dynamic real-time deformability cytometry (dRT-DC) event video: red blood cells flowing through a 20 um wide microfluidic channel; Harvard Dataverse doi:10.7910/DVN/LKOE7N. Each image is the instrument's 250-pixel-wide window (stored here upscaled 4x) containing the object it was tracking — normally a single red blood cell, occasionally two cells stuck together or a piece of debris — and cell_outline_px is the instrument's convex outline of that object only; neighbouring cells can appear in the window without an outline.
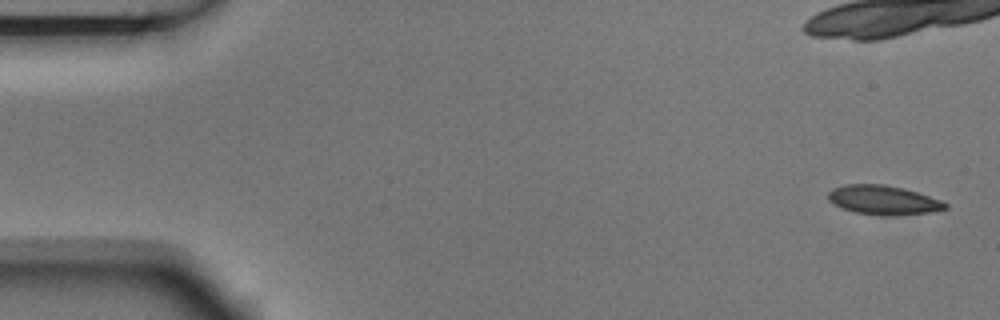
{"species": "Egyptian fruit bat (a non-hibernating species)", "species_latin": "Rousettus aegyptiacus", "temperature_condition": "room temperature", "stored_images_in_passage": 7, "camera_frame_rate_fps": 3000, "um_per_image_px": 0.085, "animal": {"sex": "male"}, "frame": {"image": 1, "passage_image": 1, "time_ms": 0.0, "image_size_px": [1000, 320], "cell_outline_px": [[948, 208], [932, 212], [896, 216], [888, 216], [856, 212], [840, 208], [828, 200], [828, 192], [832, 188], [844, 184], [884, 184], [904, 188], [940, 200], [948, 204]], "centroid_in_image_um": [75.06, 17.0], "position_along_channel_um": 9.9, "area_um2": 20.06}}